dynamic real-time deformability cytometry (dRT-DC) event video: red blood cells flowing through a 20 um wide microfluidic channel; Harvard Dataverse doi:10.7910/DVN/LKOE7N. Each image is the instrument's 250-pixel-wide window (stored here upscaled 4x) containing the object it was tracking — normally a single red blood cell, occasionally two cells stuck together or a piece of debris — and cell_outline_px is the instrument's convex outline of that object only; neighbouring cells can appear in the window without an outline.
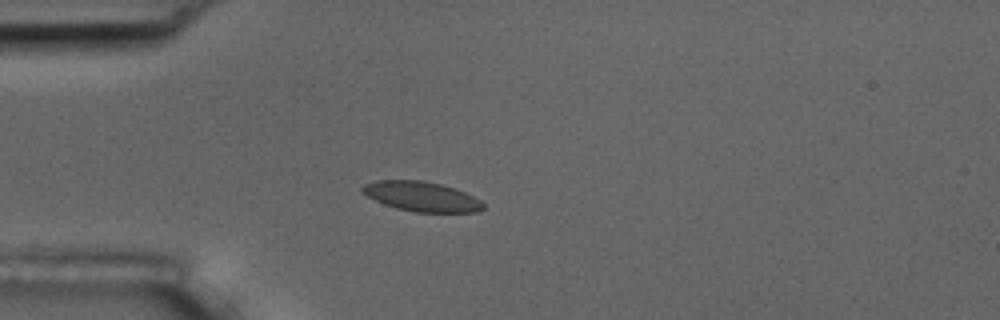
{"species": "common noctule bat (a hibernating species)", "species_latin": "Nyctalus noctula", "temperature_condition": "room temperature", "stored_images_in_passage": 6, "camera_frame_rate_fps": 3000, "um_per_image_px": 0.085, "animal": {"sex": "male", "body_mass_g": 17.5, "forearm_length_mm": 52.3}, "frame": {"image": 1, "passage_image": 4, "time_ms": 3.667, "image_size_px": [1000, 320], "cell_outline_px": [[484, 208], [476, 212], [412, 212], [396, 208], [384, 204], [360, 192], [360, 188], [364, 184], [376, 180], [420, 180], [440, 184], [456, 188], [480, 200], [484, 204]], "centroid_in_image_um": [35.81, 16.7], "position_along_channel_um": 49.2, "area_um2": 20.98}}